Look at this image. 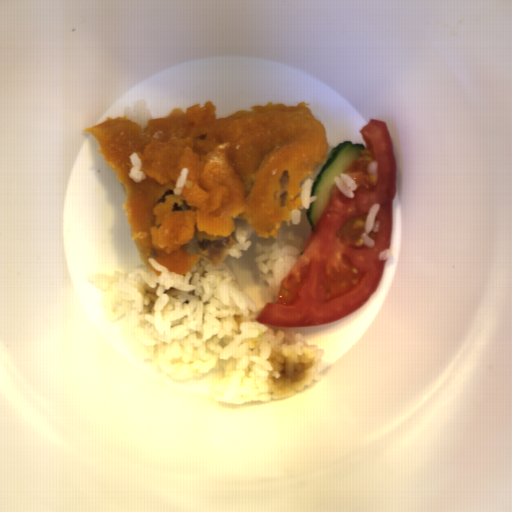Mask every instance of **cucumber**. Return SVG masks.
Returning <instances> with one entry per match:
<instances>
[{
    "label": "cucumber",
    "mask_w": 512,
    "mask_h": 512,
    "mask_svg": "<svg viewBox=\"0 0 512 512\" xmlns=\"http://www.w3.org/2000/svg\"><path fill=\"white\" fill-rule=\"evenodd\" d=\"M364 143H353L345 140L338 143L332 150L328 149L327 157L322 169L317 174L310 191V196H317L316 201L306 208V219L314 230L321 217L330 194L336 185L334 177H340L347 167L357 158L362 156L361 150H365Z\"/></svg>",
    "instance_id": "1"
}]
</instances>
